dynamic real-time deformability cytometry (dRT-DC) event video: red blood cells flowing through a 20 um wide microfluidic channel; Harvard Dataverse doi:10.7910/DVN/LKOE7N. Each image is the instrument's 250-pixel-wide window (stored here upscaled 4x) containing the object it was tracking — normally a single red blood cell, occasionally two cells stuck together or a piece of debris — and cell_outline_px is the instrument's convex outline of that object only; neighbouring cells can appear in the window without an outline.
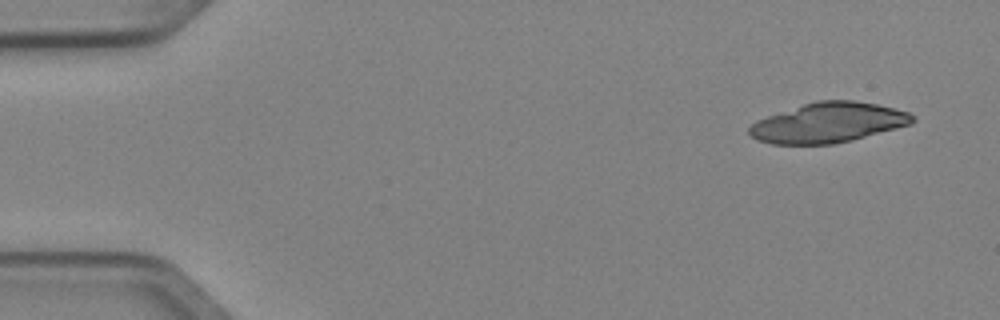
{"species": "Egyptian fruit bat (a non-hibernating species)", "species_latin": "Rousettus aegyptiacus", "temperature_condition": "cold", "stored_images_in_passage": 5, "camera_frame_rate_fps": 3000, "um_per_image_px": 0.085, "animal": {"sex": "female"}, "frame": {"image": 1, "passage_image": 1, "time_ms": 0.0, "image_size_px": [1000, 320], "cell_outline_px": [[916, 120], [912, 124], [852, 140], [832, 144], [772, 144], [756, 140], [748, 132], [748, 128], [756, 120], [816, 100], [852, 100], [876, 104], [908, 112]], "centroid_in_image_um": [70.39, 10.43], "position_along_channel_um": 14.6, "area_um2": 37.74}}